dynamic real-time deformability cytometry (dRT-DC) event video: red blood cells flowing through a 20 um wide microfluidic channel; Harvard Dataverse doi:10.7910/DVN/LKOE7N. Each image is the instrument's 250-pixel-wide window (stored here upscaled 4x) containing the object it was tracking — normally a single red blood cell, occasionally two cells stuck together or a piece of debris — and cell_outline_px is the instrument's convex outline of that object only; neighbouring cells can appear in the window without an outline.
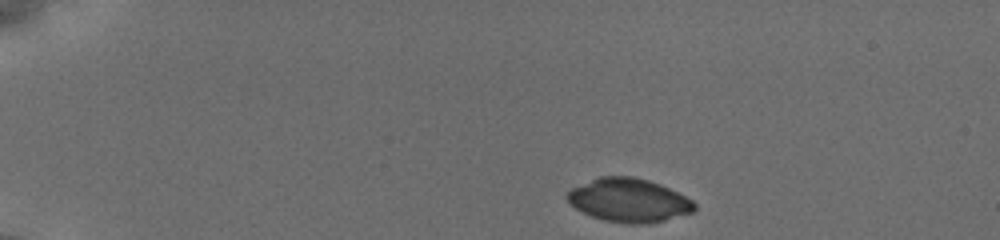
{"species": "common noctule bat (a hibernating species)", "species_latin": "Nyctalus noctula", "temperature_condition": "cold", "stored_images_in_passage": 35, "camera_frame_rate_fps": 3000, "um_per_image_px": 0.085, "animal": {"sex": "female", "body_mass_g": 19.5, "forearm_length_mm": 54.1}, "frame": {"image": 1, "passage_image": 1, "time_ms": 0.0, "image_size_px": [1000, 240], "cell_outline_px": [[696, 208], [692, 212], [664, 220], [644, 224], [628, 224], [604, 220], [592, 216], [576, 208], [564, 196], [572, 188], [600, 176], [632, 176], [648, 180], [660, 184], [692, 200], [696, 204]], "centroid_in_image_um": [53.45, 17.02], "position_along_channel_um": 31.6, "area_um2": 31.96}}